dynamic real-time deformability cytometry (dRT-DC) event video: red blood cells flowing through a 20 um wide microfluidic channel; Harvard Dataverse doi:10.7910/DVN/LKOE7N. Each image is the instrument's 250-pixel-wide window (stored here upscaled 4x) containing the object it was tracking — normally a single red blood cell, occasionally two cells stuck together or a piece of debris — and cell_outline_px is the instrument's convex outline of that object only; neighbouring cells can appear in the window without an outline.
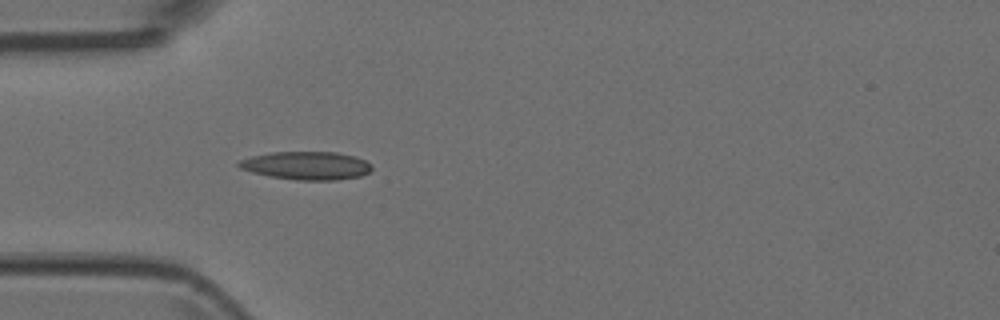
{"species": "Egyptian fruit bat (a non-hibernating species)", "species_latin": "Rousettus aegyptiacus", "temperature_condition": "room temperature", "stored_images_in_passage": 3, "camera_frame_rate_fps": 3000, "um_per_image_px": 0.085, "animal": {"sex": "female"}, "frame": {"image": 1, "passage_image": 3, "time_ms": 0.667, "image_size_px": [1000, 320], "cell_outline_px": [[372, 168], [368, 172], [360, 176], [336, 180], [296, 180], [268, 176], [252, 172], [240, 168], [236, 164], [240, 160], [252, 156], [272, 152], [336, 152], [356, 156], [372, 164]], "centroid_in_image_um": [26.06, 14.07], "position_along_channel_um": 58.9, "area_um2": 21.85}}